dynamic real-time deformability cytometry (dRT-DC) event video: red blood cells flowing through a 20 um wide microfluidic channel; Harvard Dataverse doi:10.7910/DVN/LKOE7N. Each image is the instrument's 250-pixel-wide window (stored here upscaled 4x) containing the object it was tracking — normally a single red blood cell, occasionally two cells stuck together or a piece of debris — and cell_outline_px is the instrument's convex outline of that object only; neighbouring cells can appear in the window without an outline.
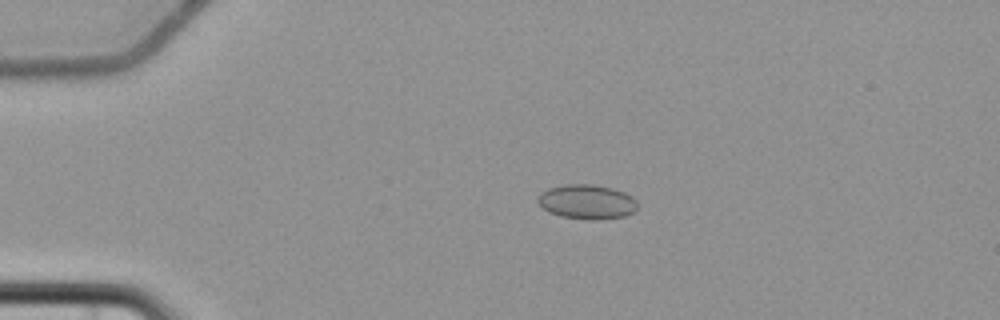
{"species": "common noctule bat (a hibernating species)", "species_latin": "Nyctalus noctula", "temperature_condition": "cold", "stored_images_in_passage": 6, "camera_frame_rate_fps": 3000, "um_per_image_px": 0.085, "animal": {"sex": "female", "body_mass_g": 22.7, "forearm_length_mm": 54.2}, "frame": {"image": 1, "passage_image": 2, "time_ms": 1.333, "image_size_px": [1000, 320], "cell_outline_px": [[636, 208], [632, 212], [624, 216], [600, 220], [588, 220], [560, 216], [548, 212], [536, 200], [540, 192], [548, 188], [568, 184], [592, 184], [612, 188], [624, 192], [632, 196], [636, 200]], "centroid_in_image_um": [49.87, 17.16], "position_along_channel_um": 35.1, "area_um2": 20.11}}
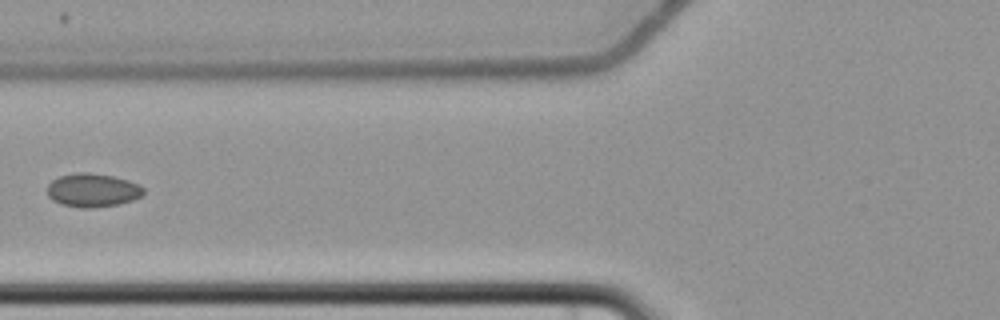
{"frame": {"image": 2, "passage_image": 5, "time_ms": 5.0, "image_size_px": [1000, 320], "cell_outline_px": [[144, 192], [140, 196], [132, 200], [116, 204], [92, 208], [80, 208], [60, 204], [52, 200], [48, 196], [48, 184], [52, 180], [60, 176], [76, 172], [88, 172], [112, 176], [128, 180], [140, 184], [144, 188]], "centroid_in_image_um": [7.85, 16.16], "position_along_channel_um": 117.9, "area_um2": 18.84}}
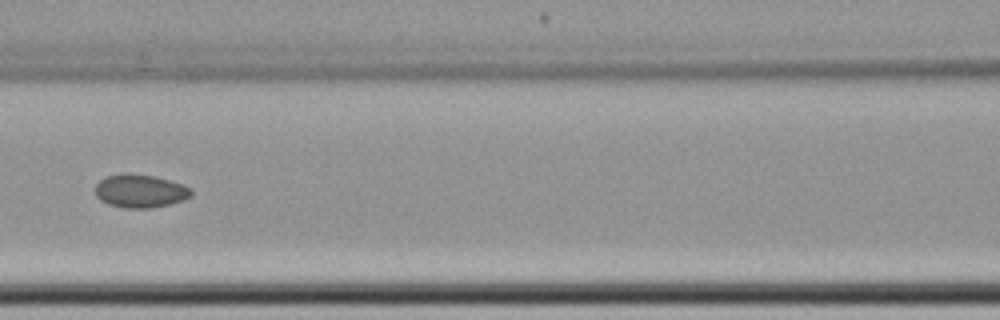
{"frame": {"image": 3, "passage_image": 6, "time_ms": 6.0, "image_size_px": [1000, 320], "cell_outline_px": [[192, 196], [184, 200], [152, 208], [124, 208], [108, 204], [100, 200], [96, 196], [96, 184], [100, 180], [108, 176], [124, 172], [128, 172], [152, 176], [168, 180], [192, 188]], "centroid_in_image_um": [11.91, 16.24], "position_along_channel_um": 154.7, "area_um2": 18.61}}